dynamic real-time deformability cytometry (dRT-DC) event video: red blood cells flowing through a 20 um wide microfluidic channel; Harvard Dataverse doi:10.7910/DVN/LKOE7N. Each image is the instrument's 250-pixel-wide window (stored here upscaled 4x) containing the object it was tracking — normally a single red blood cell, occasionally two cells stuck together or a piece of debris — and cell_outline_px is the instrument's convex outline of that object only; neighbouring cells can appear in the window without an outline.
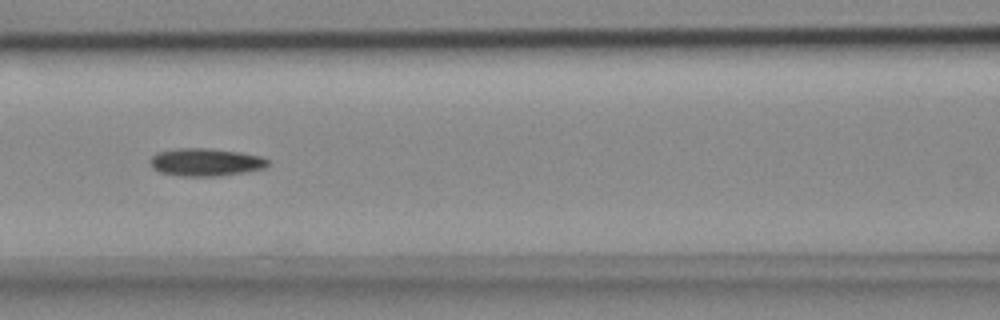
{"species": "common noctule bat (a hibernating species)", "species_latin": "Nyctalus noctula", "temperature_condition": "cold", "stored_images_in_passage": 6, "camera_frame_rate_fps": 3000, "um_per_image_px": 0.085, "animal": {"sex": "female", "body_mass_g": 18.4}, "frame": {"image": 1, "passage_image": 5, "time_ms": 1.333, "image_size_px": [1000, 320], "cell_outline_px": [[268, 164], [264, 168], [244, 172], [216, 176], [180, 176], [160, 172], [152, 168], [148, 160], [156, 152], [176, 148], [204, 148], [240, 152], [260, 156], [268, 160]], "centroid_in_image_um": [17.42, 13.78], "position_along_channel_um": 149.2, "area_um2": 19.02}}
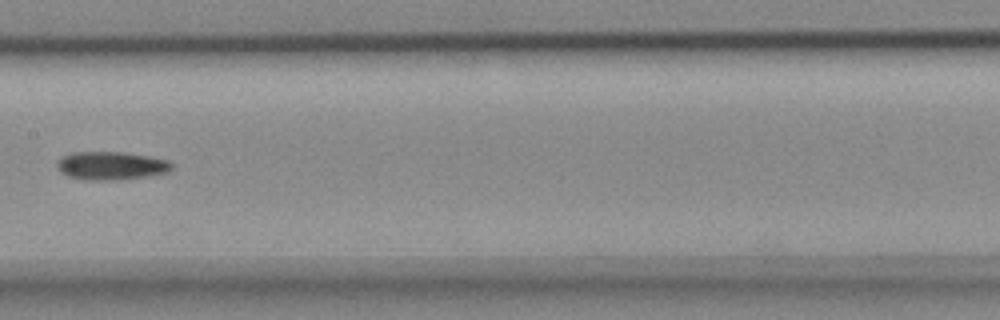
{"frame": {"image": 2, "passage_image": 6, "time_ms": 1.667, "image_size_px": [1000, 320], "cell_outline_px": [[172, 168], [168, 172], [144, 176], [108, 180], [88, 180], [68, 176], [60, 172], [56, 168], [56, 160], [60, 156], [72, 152], [124, 152], [148, 156], [168, 160], [172, 164]], "centroid_in_image_um": [9.37, 14.06], "position_along_channel_um": 198.0, "area_um2": 18.84}}